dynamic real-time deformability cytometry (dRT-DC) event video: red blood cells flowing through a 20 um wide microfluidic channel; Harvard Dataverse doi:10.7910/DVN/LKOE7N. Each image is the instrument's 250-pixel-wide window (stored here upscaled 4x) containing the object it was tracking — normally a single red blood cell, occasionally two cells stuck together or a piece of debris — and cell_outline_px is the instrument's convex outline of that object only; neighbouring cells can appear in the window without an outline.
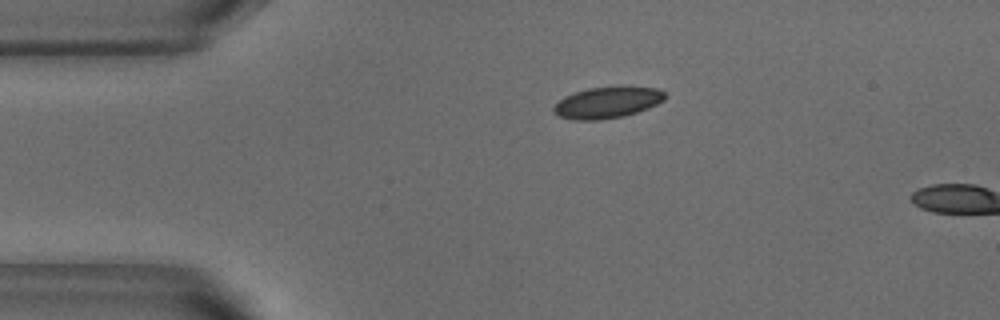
{"species": "common noctule bat (a hibernating species)", "species_latin": "Nyctalus noctula", "temperature_condition": "warm", "stored_images_in_passage": 3, "camera_frame_rate_fps": 3000, "um_per_image_px": 0.085, "animal": {"sex": "male", "body_mass_g": 18.8}, "frame": {"image": 1, "passage_image": 1, "time_ms": 0.0, "image_size_px": [1000, 320], "cell_outline_px": [[668, 96], [664, 100], [648, 108], [624, 116], [600, 120], [572, 120], [560, 116], [552, 112], [552, 108], [564, 96], [588, 88], [620, 84], [628, 84], [656, 88], [664, 92]], "centroid_in_image_um": [51.66, 8.67], "position_along_channel_um": 33.3, "area_um2": 20.98}}